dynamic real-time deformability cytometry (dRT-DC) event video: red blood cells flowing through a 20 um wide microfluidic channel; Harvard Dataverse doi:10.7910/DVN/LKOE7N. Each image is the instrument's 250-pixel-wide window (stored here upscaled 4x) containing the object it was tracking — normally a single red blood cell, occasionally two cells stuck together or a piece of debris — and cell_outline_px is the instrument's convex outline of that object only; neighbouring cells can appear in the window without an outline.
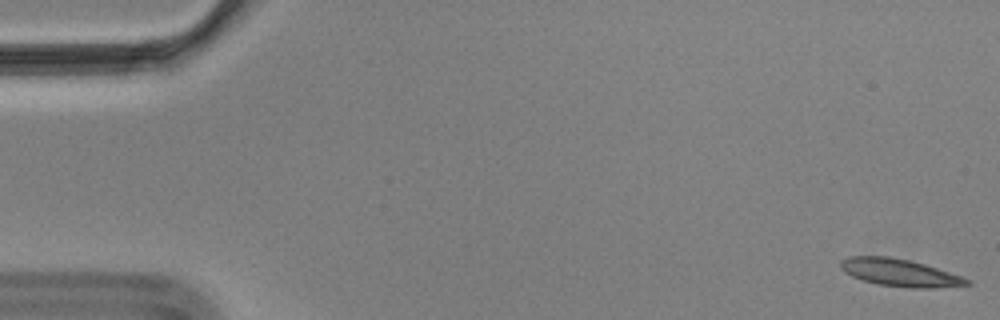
{"species": "Egyptian fruit bat (a non-hibernating species)", "species_latin": "Rousettus aegyptiacus", "temperature_condition": "cold", "stored_images_in_passage": 57, "camera_frame_rate_fps": 3000, "um_per_image_px": 0.085, "animal": {"sex": "male"}, "frame": {"image": 1, "passage_image": 1, "time_ms": 0.0, "image_size_px": [1000, 320], "cell_outline_px": [[972, 284], [932, 288], [908, 288], [880, 284], [864, 280], [852, 276], [844, 272], [840, 268], [840, 260], [848, 256], [888, 256], [908, 260], [924, 264], [972, 280]], "centroid_in_image_um": [76.45, 23.17], "position_along_channel_um": 8.5, "area_um2": 20.0}}
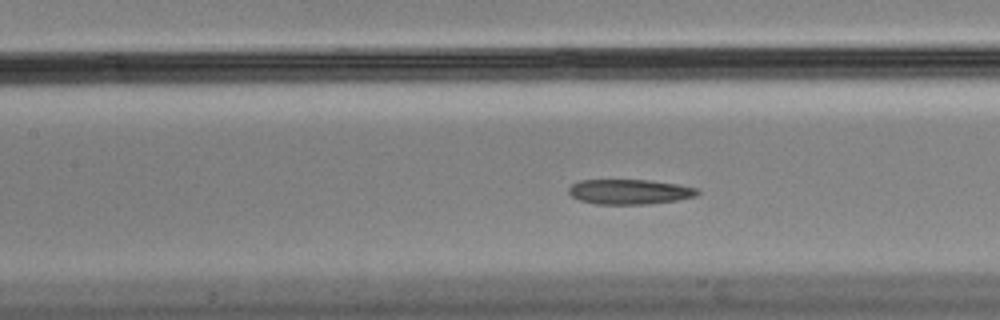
{"frame": {"image": 2, "passage_image": 25, "time_ms": 8.0, "image_size_px": [1000, 320], "cell_outline_px": [[700, 192], [696, 196], [680, 200], [648, 204], [596, 204], [580, 200], [572, 196], [568, 192], [568, 188], [572, 184], [580, 180], [648, 180], [676, 184], [696, 188]], "centroid_in_image_um": [53.51, 16.3], "position_along_channel_um": 153.9, "area_um2": 18.73}}
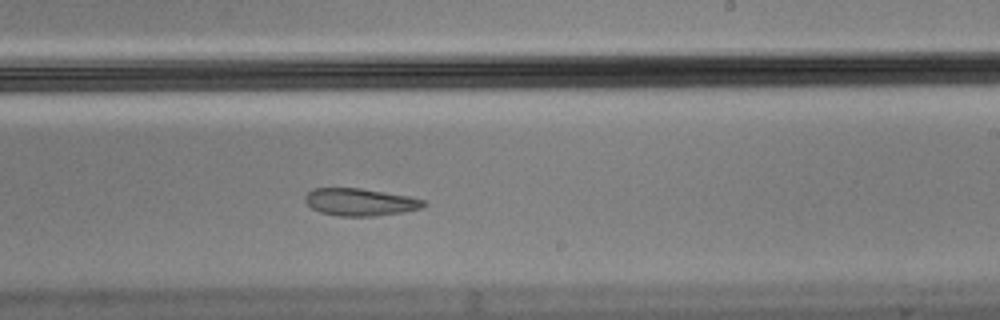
{"frame": {"image": 3, "passage_image": 34, "time_ms": 11.0, "image_size_px": [1000, 320], "cell_outline_px": [[428, 204], [420, 208], [404, 212], [376, 216], [340, 216], [320, 212], [312, 208], [304, 200], [304, 196], [312, 188], [360, 188], [408, 196], [424, 200]], "centroid_in_image_um": [30.6, 17.17], "position_along_channel_um": 258.4, "area_um2": 18.9}, "authors_computed_cell_mechanics": {"area_um2": 20.3456, "velocity_mm_per_s": 3.5002, "shape_relaxation_time_tau1_ms": null, "shape_relaxation_time_tau2_ms": 4.8592, "deformation_change_tau1": null, "deformation_change_tau2": 0.0877}}